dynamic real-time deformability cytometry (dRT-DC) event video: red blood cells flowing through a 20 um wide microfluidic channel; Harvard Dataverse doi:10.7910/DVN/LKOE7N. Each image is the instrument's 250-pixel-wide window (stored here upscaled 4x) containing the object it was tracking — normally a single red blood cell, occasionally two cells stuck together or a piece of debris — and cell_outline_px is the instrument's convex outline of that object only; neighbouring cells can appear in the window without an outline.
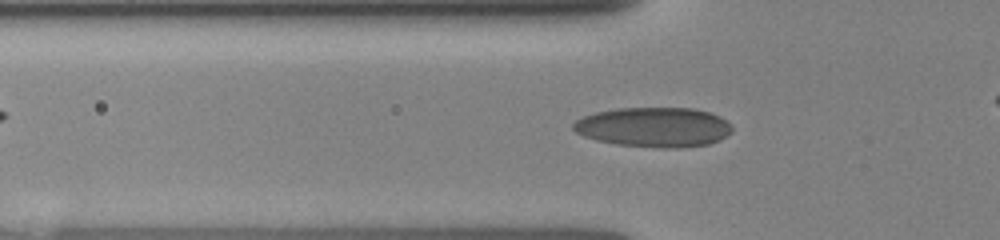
{"species": "human", "species_latin": "Homo sapiens", "temperature_condition": "room temperature", "stored_images_in_passage": 38, "camera_frame_rate_fps": 3000, "um_per_image_px": 0.085, "donor": {"sex": "female"}, "frame": {"image": 1, "passage_image": 14, "time_ms": 4.667, "image_size_px": [1000, 240], "cell_outline_px": [[732, 132], [720, 140], [708, 144], [680, 148], [664, 148], [616, 144], [596, 140], [584, 136], [576, 132], [572, 128], [572, 124], [576, 120], [584, 116], [596, 112], [616, 108], [692, 108], [708, 112], [720, 116], [732, 124]], "centroid_in_image_um": [55.6, 10.81], "position_along_channel_um": 70.2, "area_um2": 36.93}}
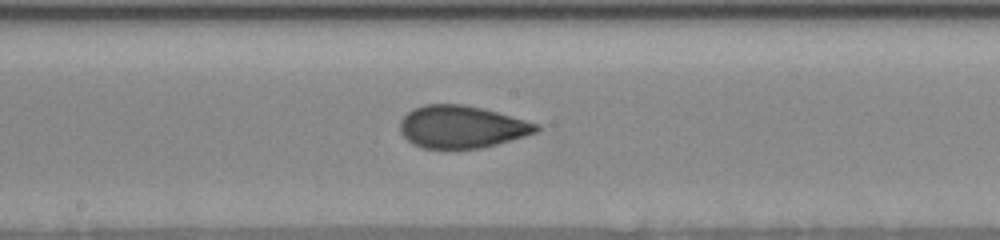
{"frame": {"image": 2, "passage_image": 24, "time_ms": 8.0, "image_size_px": [1000, 240], "cell_outline_px": [[540, 128], [536, 132], [524, 136], [496, 144], [480, 148], [424, 148], [412, 144], [400, 132], [400, 120], [412, 108], [424, 104], [464, 104], [496, 112], [540, 124]], "centroid_in_image_um": [39.21, 10.77], "position_along_channel_um": 209.0, "area_um2": 33.47}}
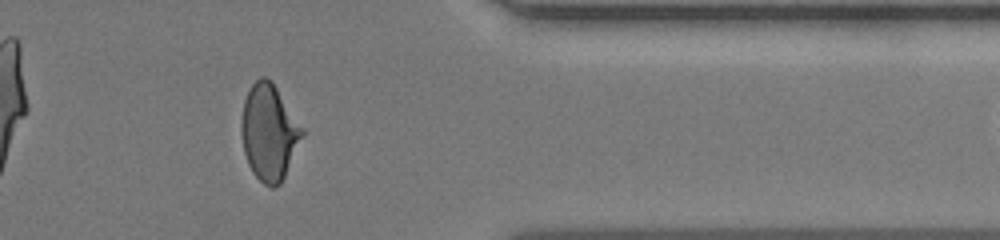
{"frame": {"image": 3, "passage_image": 36, "time_ms": 12.667, "image_size_px": [1000, 240], "cell_outline_px": [[304, 136], [280, 184], [272, 188], [264, 184], [252, 172], [248, 164], [244, 152], [240, 132], [240, 124], [244, 100], [252, 84], [260, 76], [264, 76], [272, 80], [304, 128]], "centroid_in_image_um": [22.87, 11.23], "position_along_channel_um": 388.5, "area_um2": 34.28}}